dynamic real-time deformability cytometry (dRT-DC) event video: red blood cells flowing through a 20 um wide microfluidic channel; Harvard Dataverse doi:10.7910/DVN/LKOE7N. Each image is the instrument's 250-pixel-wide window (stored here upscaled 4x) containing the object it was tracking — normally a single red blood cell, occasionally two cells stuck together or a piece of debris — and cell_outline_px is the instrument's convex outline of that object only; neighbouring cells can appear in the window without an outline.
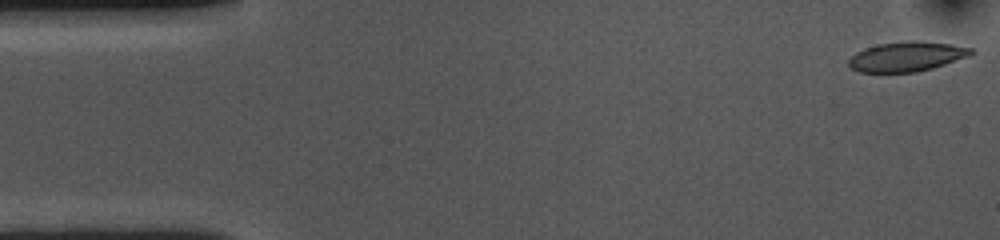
{"species": "common noctule bat (a hibernating species)", "species_latin": "Nyctalus noctula", "temperature_condition": "cold", "stored_images_in_passage": 54, "camera_frame_rate_fps": 3000, "um_per_image_px": 0.085, "animal": {"sex": "female", "body_mass_g": 10.0, "forearm_length_mm": 53.1}, "frame": {"image": 1, "passage_image": 1, "time_ms": 0.0, "image_size_px": [1000, 240], "cell_outline_px": [[976, 52], [968, 56], [932, 68], [916, 72], [860, 72], [852, 68], [848, 64], [848, 60], [856, 52], [864, 48], [880, 44], [908, 40], [916, 40], [952, 44], [972, 48]], "centroid_in_image_um": [77.08, 4.8], "position_along_channel_um": 7.9, "area_um2": 21.15}}
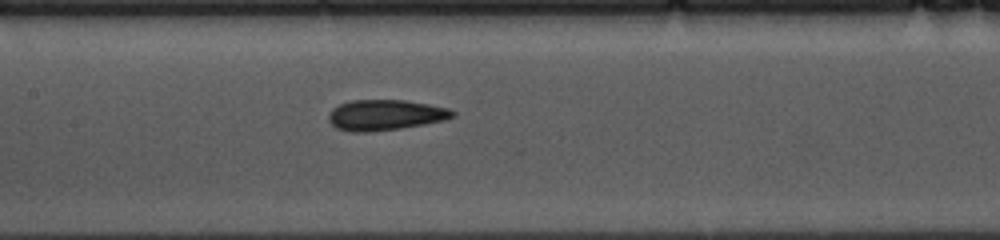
{"frame": {"image": 2, "passage_image": 24, "time_ms": 7.667, "image_size_px": [1000, 240], "cell_outline_px": [[456, 116], [444, 120], [424, 124], [400, 128], [368, 132], [352, 132], [336, 128], [328, 120], [328, 116], [332, 108], [340, 104], [352, 100], [404, 100], [428, 104], [448, 108], [456, 112]], "centroid_in_image_um": [32.74, 9.77], "position_along_channel_um": 174.7, "area_um2": 22.08}}
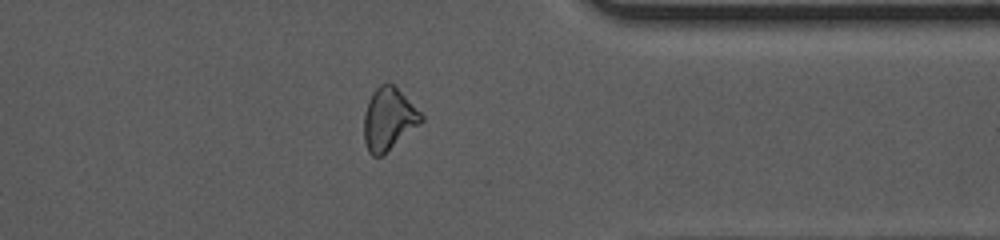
{"frame": {"image": 3, "passage_image": 42, "time_ms": 13.667, "image_size_px": [1000, 240], "cell_outline_px": [[424, 120], [420, 124], [380, 156], [372, 156], [368, 152], [364, 140], [364, 112], [368, 100], [372, 92], [380, 84], [388, 80], [424, 116]], "centroid_in_image_um": [33.0, 10.09], "position_along_channel_um": 378.4, "area_um2": 20.52}, "authors_computed_cell_mechanics": {"area_um2": 21.8484, "velocity_mm_per_s": 3.597, "shape_relaxation_time_tau1_ms": 7.0197, "shape_relaxation_time_tau2_ms": 4.473, "deformation_change_tau1": 0.1359, "deformation_change_tau2": 0.1002}}